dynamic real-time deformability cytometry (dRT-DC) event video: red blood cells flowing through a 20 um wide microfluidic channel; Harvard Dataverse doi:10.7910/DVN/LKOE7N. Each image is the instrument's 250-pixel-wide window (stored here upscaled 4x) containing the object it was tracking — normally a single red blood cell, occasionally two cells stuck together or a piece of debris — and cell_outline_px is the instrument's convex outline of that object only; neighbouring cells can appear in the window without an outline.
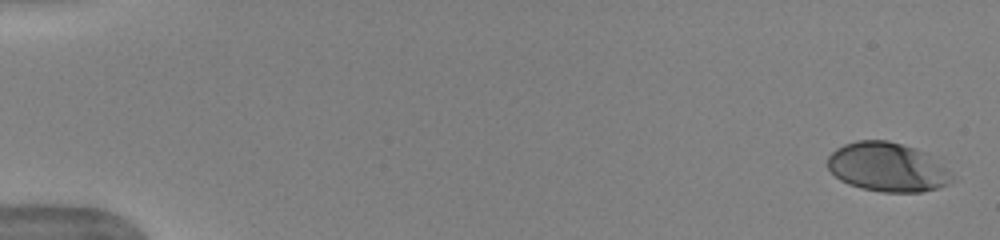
{"species": "human", "species_latin": "Homo sapiens", "temperature_condition": "warm", "stored_images_in_passage": 51, "camera_frame_rate_fps": 3000, "um_per_image_px": 0.085, "donor": {"sex": "female"}, "frame": {"image": 1, "passage_image": 1, "time_ms": 0.0, "image_size_px": [1000, 240], "cell_outline_px": [[952, 180], [948, 184], [936, 188], [920, 192], [884, 192], [860, 188], [848, 184], [840, 180], [828, 168], [828, 156], [836, 148], [844, 144], [856, 140], [888, 140], [916, 148], [928, 152], [952, 172]], "centroid_in_image_um": [75.45, 14.19], "position_along_channel_um": 9.6, "area_um2": 35.84}}
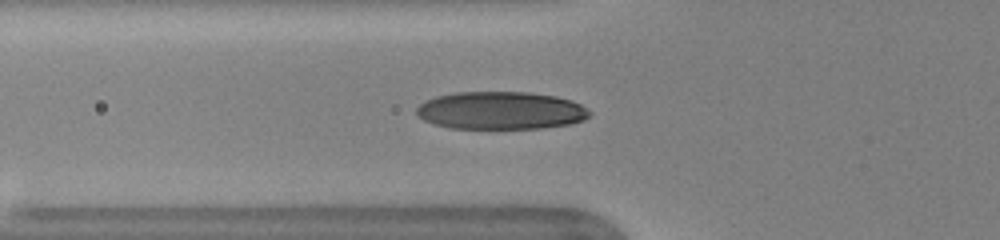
{"frame": {"image": 2, "passage_image": 19, "time_ms": 6.0, "image_size_px": [1000, 240], "cell_outline_px": [[592, 112], [584, 120], [568, 124], [540, 128], [448, 128], [432, 124], [416, 116], [416, 108], [424, 100], [436, 96], [456, 92], [528, 92], [556, 96], [572, 100], [580, 104]], "centroid_in_image_um": [42.53, 9.39], "position_along_channel_um": 83.3, "area_um2": 38.26}}
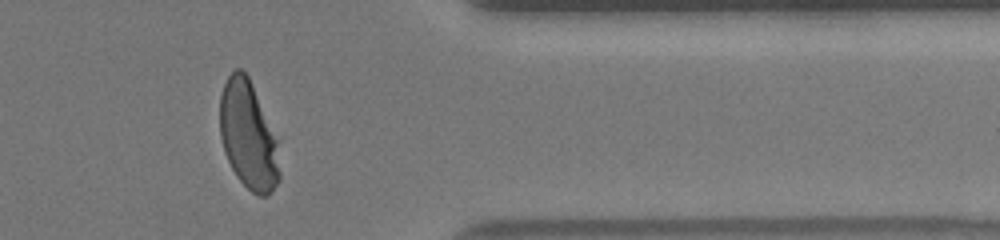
{"frame": {"image": 3, "passage_image": 43, "time_ms": 14.0, "image_size_px": [1000, 240], "cell_outline_px": [[280, 180], [268, 196], [260, 196], [252, 192], [236, 176], [224, 152], [220, 136], [220, 96], [224, 84], [228, 76], [236, 68], [240, 68], [248, 76], [276, 140], [280, 172]], "centroid_in_image_um": [21.08, 11.54], "position_along_channel_um": 390.3, "area_um2": 36.93}, "authors_computed_cell_mechanics": {"area_um2": 38.2636, "velocity_mm_per_s": 3.9671, "shape_relaxation_time_tau1_ms": 3.2187, "shape_relaxation_time_tau2_ms": null, "deformation_change_tau1": 0.1985, "deformation_change_tau2": null}}